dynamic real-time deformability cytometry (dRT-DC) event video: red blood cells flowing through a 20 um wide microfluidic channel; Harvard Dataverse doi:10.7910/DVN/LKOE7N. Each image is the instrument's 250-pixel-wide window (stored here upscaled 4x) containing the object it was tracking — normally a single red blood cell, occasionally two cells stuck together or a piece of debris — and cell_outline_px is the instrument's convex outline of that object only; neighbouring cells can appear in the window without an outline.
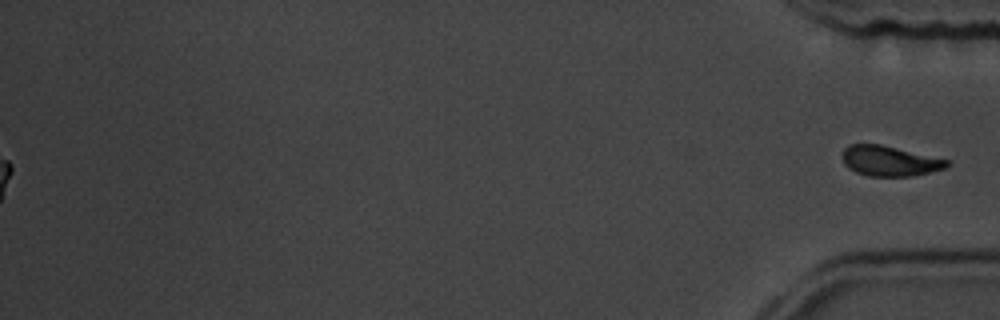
{"species": "common noctule bat (a hibernating species)", "species_latin": "Nyctalus noctula", "temperature_condition": "room temperature", "stored_images_in_passage": 57, "segment_of_instrument_passage": [2, 2], "camera_frame_rate_fps": 3000, "um_per_image_px": 0.085, "animal": {"sex": "male", "body_mass_g": 19.5, "forearm_length_mm": 54.6}, "frame": {"image": 1, "passage_image": 57, "time_ms": 18.667, "image_size_px": [1000, 320], "cell_outline_px": [[952, 164], [948, 168], [912, 176], [868, 176], [856, 172], [848, 168], [844, 164], [844, 148], [848, 144], [880, 144], [948, 160]], "centroid_in_image_um": [75.64, 13.69], "position_along_channel_um": 359.6, "area_um2": 18.32}}